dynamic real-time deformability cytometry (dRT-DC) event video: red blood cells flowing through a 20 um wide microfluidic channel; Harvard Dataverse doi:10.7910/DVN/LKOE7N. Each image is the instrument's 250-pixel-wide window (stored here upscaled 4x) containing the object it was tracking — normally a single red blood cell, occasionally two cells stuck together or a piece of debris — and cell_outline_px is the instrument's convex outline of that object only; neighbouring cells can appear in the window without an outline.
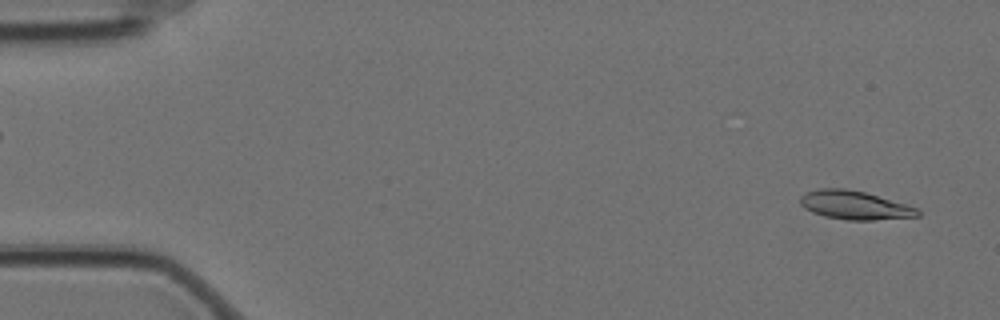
{"species": "Egyptian fruit bat (a non-hibernating species)", "species_latin": "Rousettus aegyptiacus", "temperature_condition": "cold", "stored_images_in_passage": 2, "camera_frame_rate_fps": 3000, "um_per_image_px": 0.085, "animal": {"sex": "female"}, "frame": {"image": 1, "passage_image": 2, "time_ms": 0.333, "image_size_px": [1000, 320], "cell_outline_px": [[920, 216], [872, 220], [848, 220], [824, 216], [812, 212], [804, 208], [800, 204], [800, 196], [804, 192], [816, 188], [844, 188], [864, 192], [904, 204], [916, 208], [920, 212]], "centroid_in_image_um": [72.57, 17.43], "position_along_channel_um": 12.4, "area_um2": 19.48}}